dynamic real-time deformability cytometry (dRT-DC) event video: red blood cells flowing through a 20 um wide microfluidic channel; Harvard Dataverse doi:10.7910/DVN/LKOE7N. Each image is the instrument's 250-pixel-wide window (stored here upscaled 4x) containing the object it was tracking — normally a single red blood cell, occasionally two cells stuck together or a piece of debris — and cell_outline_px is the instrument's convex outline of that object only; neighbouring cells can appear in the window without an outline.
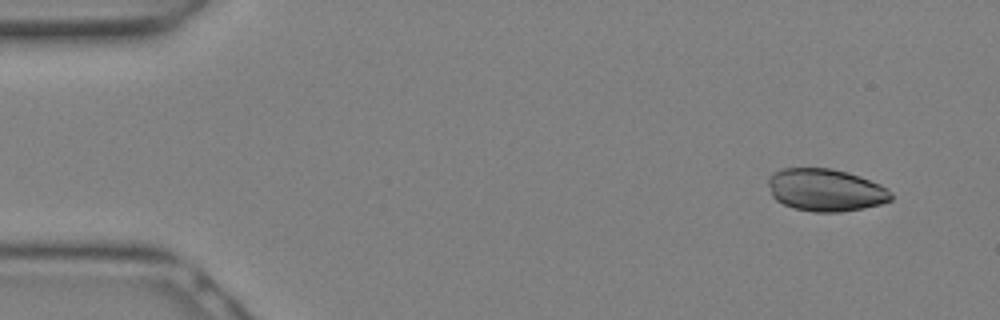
{"species": "Egyptian fruit bat (a non-hibernating species)", "species_latin": "Rousettus aegyptiacus", "temperature_condition": "warm", "stored_images_in_passage": 9, "camera_frame_rate_fps": 3000, "um_per_image_px": 0.085, "animal": {"sex": "female"}, "frame": {"image": 1, "passage_image": 2, "time_ms": 0.333, "image_size_px": [1000, 320], "cell_outline_px": [[892, 200], [880, 204], [864, 208], [840, 212], [812, 212], [792, 208], [776, 200], [772, 196], [768, 184], [768, 176], [772, 172], [784, 168], [832, 168], [848, 172], [860, 176], [880, 184], [888, 188], [892, 192]], "centroid_in_image_um": [70.18, 16.15], "position_along_channel_um": 14.8, "area_um2": 30.75}}
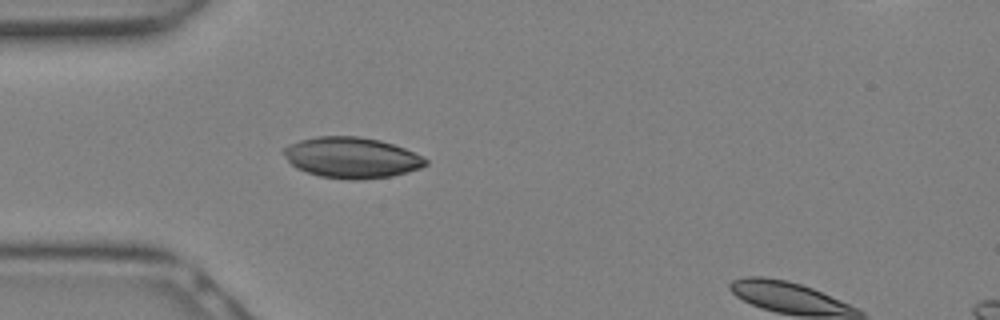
{"frame": {"image": 2, "passage_image": 8, "time_ms": 2.333, "image_size_px": [1000, 320], "cell_outline_px": [[428, 164], [420, 168], [408, 172], [392, 176], [364, 180], [352, 180], [320, 176], [296, 168], [280, 152], [288, 144], [300, 140], [316, 136], [360, 136], [380, 140], [404, 148], [424, 156], [428, 160]], "centroid_in_image_um": [29.9, 13.4], "position_along_channel_um": 55.1, "area_um2": 34.04}}